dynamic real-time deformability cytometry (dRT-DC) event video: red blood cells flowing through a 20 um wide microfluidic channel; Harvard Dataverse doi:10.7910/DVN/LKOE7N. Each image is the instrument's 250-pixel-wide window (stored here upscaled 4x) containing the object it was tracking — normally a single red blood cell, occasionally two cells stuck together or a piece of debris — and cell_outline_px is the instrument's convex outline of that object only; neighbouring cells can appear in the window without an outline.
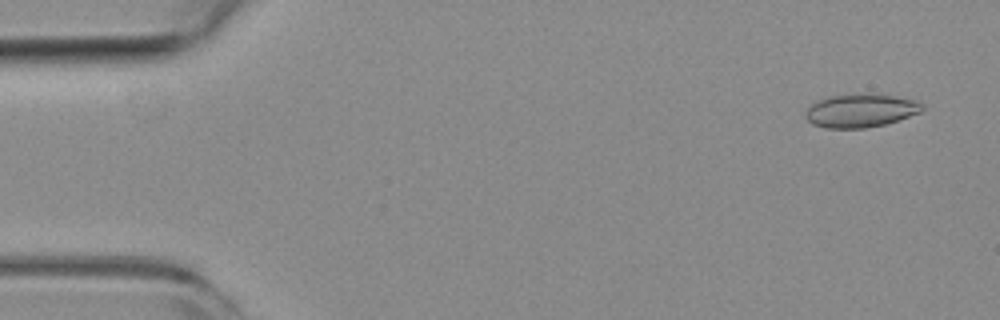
{"species": "common noctule bat (a hibernating species)", "species_latin": "Nyctalus noctula", "temperature_condition": "room temperature", "stored_images_in_passage": 52, "camera_frame_rate_fps": 3000, "um_per_image_px": 0.085, "animal": {"sex": "female", "body_mass_g": 19.3, "forearm_length_mm": 54.1}, "frame": {"image": 1, "passage_image": 1, "time_ms": 0.0, "image_size_px": [1000, 320], "cell_outline_px": [[924, 108], [920, 112], [884, 124], [864, 128], [828, 128], [812, 124], [804, 116], [804, 112], [816, 100], [828, 96], [896, 96], [916, 100], [924, 104]], "centroid_in_image_um": [73.12, 9.43], "position_along_channel_um": 11.9, "area_um2": 21.96}}
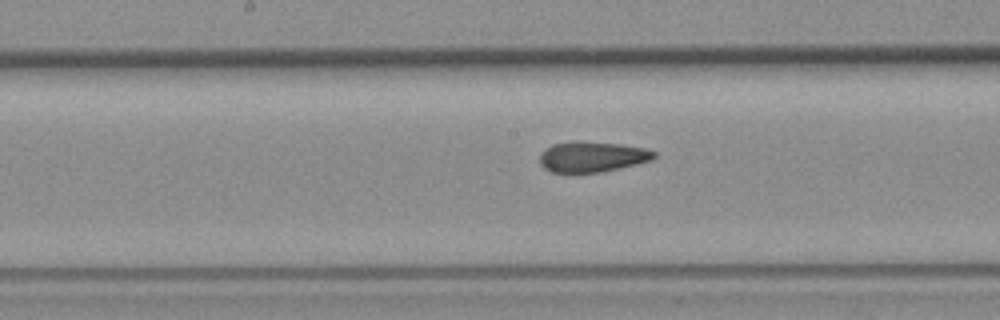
{"frame": {"image": 2, "passage_image": 25, "time_ms": 8.0, "image_size_px": [1000, 320], "cell_outline_px": [[656, 156], [652, 160], [636, 164], [600, 172], [552, 172], [544, 168], [540, 164], [540, 152], [552, 144], [620, 144], [644, 148], [656, 152]], "centroid_in_image_um": [50.35, 13.37], "position_along_channel_um": 197.9, "area_um2": 19.36}}
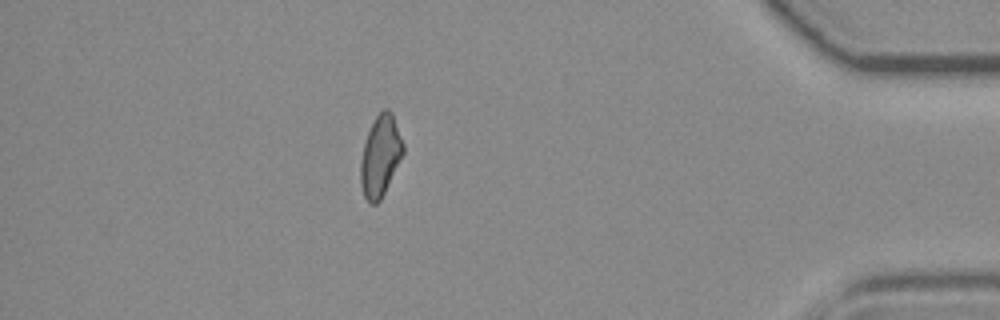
{"frame": {"image": 3, "passage_image": 45, "time_ms": 14.667, "image_size_px": [1000, 320], "cell_outline_px": [[404, 152], [380, 200], [376, 204], [368, 204], [364, 196], [360, 184], [360, 164], [364, 144], [368, 132], [376, 116], [384, 108], [388, 108], [392, 112], [404, 144]], "centroid_in_image_um": [32.32, 13.26], "position_along_channel_um": 402.9, "area_um2": 19.94}, "authors_computed_cell_mechanics": {"area_um2": 20.5479, "velocity_mm_per_s": 3.7993, "shape_relaxation_time_tau1_ms": null, "shape_relaxation_time_tau2_ms": 1.885, "deformation_change_tau1": null, "deformation_change_tau2": 0.074}}